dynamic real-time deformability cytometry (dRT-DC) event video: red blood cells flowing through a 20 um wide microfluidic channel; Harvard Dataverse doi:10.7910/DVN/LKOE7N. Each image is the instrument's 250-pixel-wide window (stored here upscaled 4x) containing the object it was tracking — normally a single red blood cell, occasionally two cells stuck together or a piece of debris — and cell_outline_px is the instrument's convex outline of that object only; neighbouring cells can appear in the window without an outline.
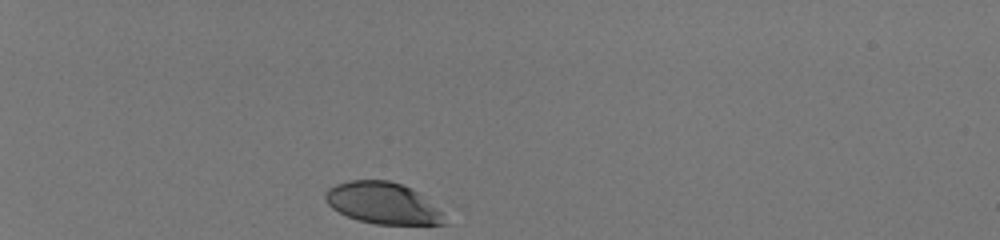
{"species": "human", "species_latin": "Homo sapiens", "temperature_condition": "room temperature", "stored_images_in_passage": 33, "camera_frame_rate_fps": 3000, "um_per_image_px": 0.085, "donor": {"sex": "male"}, "frame": {"image": 1, "passage_image": 1, "time_ms": 0.0, "image_size_px": [1000, 240], "cell_outline_px": [[448, 224], [376, 224], [360, 220], [348, 216], [332, 208], [324, 200], [324, 192], [328, 188], [336, 184], [352, 180], [388, 180], [400, 184], [420, 192], [440, 212]], "centroid_in_image_um": [32.5, 17.26], "position_along_channel_um": 52.5, "area_um2": 28.55}}
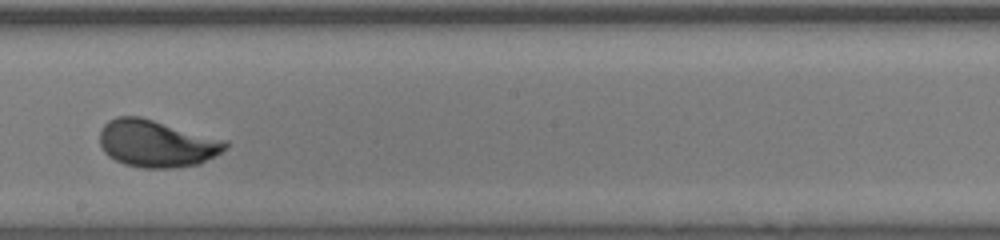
{"frame": {"image": 2, "passage_image": 19, "time_ms": 6.0, "image_size_px": [1000, 240], "cell_outline_px": [[228, 144], [216, 156], [200, 164], [172, 168], [144, 168], [124, 164], [108, 156], [104, 152], [100, 144], [100, 132], [104, 124], [108, 120], [116, 116], [140, 116], [228, 140]], "centroid_in_image_um": [13.31, 12.19], "position_along_channel_um": 234.9, "area_um2": 34.74}}
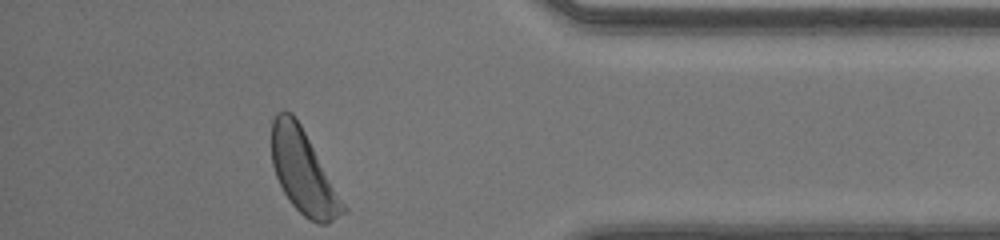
{"frame": {"image": 3, "passage_image": 33, "time_ms": 10.667, "image_size_px": [1000, 240], "cell_outline_px": [[348, 212], [328, 224], [316, 224], [308, 220], [292, 204], [284, 192], [276, 176], [272, 164], [272, 120], [276, 112], [292, 112], [300, 124], [348, 208]], "centroid_in_image_um": [25.81, 14.66], "position_along_channel_um": 409.4, "area_um2": 34.56}, "authors_computed_cell_mechanics": {"area_um2": 33.4662, "velocity_mm_per_s": 4.0874, "shape_relaxation_time_tau1_ms": 3.4061, "shape_relaxation_time_tau2_ms": null, "deformation_change_tau1": 0.1729, "deformation_change_tau2": null}}